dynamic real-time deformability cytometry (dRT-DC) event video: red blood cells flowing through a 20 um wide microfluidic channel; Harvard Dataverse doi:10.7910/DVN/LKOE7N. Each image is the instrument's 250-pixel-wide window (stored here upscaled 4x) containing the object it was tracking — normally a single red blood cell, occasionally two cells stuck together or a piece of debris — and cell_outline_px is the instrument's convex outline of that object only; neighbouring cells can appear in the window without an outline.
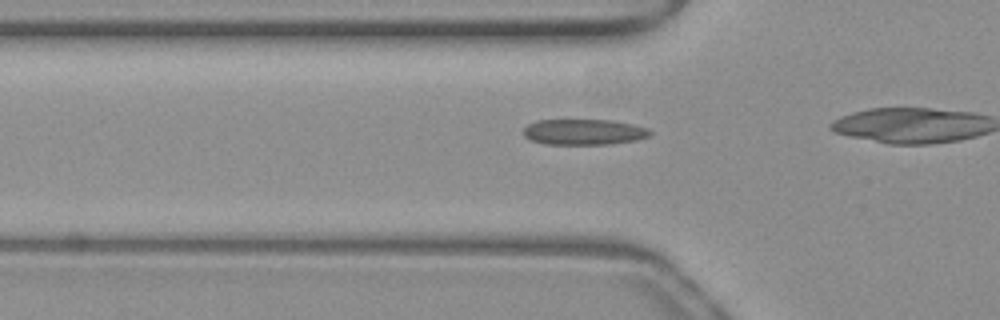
{"species": "common noctule bat (a hibernating species)", "species_latin": "Nyctalus noctula", "temperature_condition": "warm", "stored_images_in_passage": 16, "camera_frame_rate_fps": 3000, "um_per_image_px": 0.085, "animal": {"sex": "female", "body_mass_g": 19.3, "forearm_length_mm": 54.1}, "frame": {"image": 1, "passage_image": 14, "time_ms": 4.333, "image_size_px": [1000, 320], "cell_outline_px": [[652, 136], [636, 140], [608, 144], [544, 144], [532, 140], [524, 136], [524, 128], [528, 124], [536, 120], [612, 120], [632, 124], [648, 128], [652, 132]], "centroid_in_image_um": [49.65, 11.21], "position_along_channel_um": 76.1, "area_um2": 19.02}}